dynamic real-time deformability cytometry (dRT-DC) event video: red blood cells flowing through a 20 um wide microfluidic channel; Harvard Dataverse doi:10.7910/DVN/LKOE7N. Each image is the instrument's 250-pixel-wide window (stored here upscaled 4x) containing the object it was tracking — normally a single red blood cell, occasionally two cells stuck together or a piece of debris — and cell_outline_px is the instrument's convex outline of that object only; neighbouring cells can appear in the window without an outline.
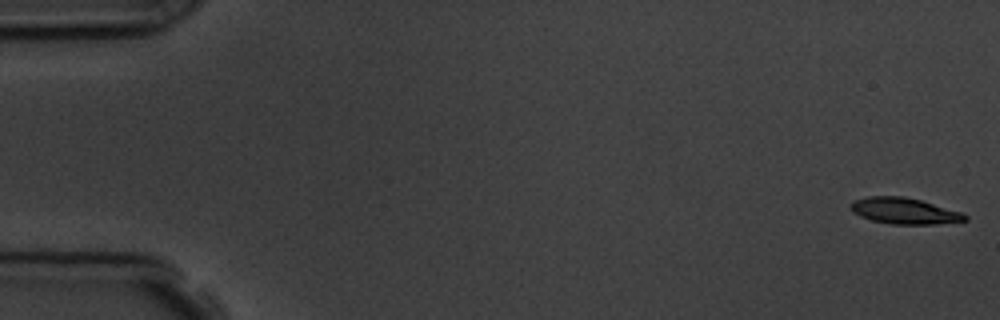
{"species": "common noctule bat (a hibernating species)", "species_latin": "Nyctalus noctula", "temperature_condition": "room temperature", "stored_images_in_passage": 5, "camera_frame_rate_fps": 3000, "um_per_image_px": 0.085, "animal": {"sex": "male", "body_mass_g": 19.5, "forearm_length_mm": 54.6}, "frame": {"image": 1, "passage_image": 1, "time_ms": 0.0, "image_size_px": [1000, 320], "cell_outline_px": [[968, 220], [936, 224], [892, 224], [872, 220], [860, 216], [852, 212], [848, 208], [848, 204], [852, 200], [868, 196], [904, 196], [920, 200], [960, 212], [968, 216]], "centroid_in_image_um": [76.79, 17.92], "position_along_channel_um": 8.2, "area_um2": 17.46}}
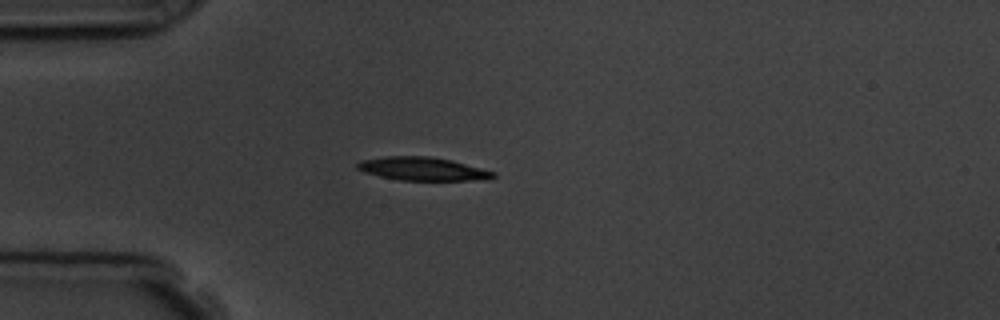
{"frame": {"image": 2, "passage_image": 5, "time_ms": 4.667, "image_size_px": [1000, 320], "cell_outline_px": [[496, 176], [488, 180], [400, 180], [380, 176], [364, 172], [356, 168], [356, 164], [360, 160], [384, 156], [428, 156], [452, 160], [496, 172]], "centroid_in_image_um": [35.93, 14.35], "position_along_channel_um": 49.1, "area_um2": 18.55}}